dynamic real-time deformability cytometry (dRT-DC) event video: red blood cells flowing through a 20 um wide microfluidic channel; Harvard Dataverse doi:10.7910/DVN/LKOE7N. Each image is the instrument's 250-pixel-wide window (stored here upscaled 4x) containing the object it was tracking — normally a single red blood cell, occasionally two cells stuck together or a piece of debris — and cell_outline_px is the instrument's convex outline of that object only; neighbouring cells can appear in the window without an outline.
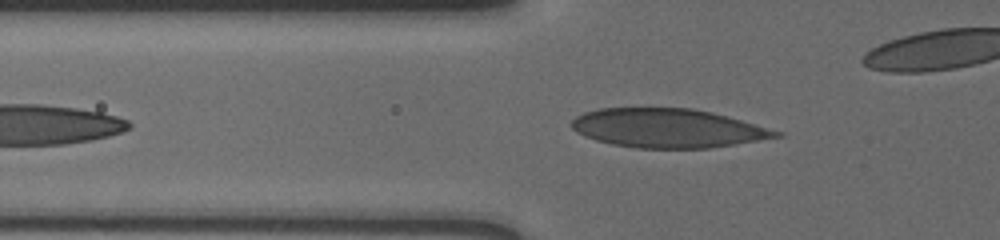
{"species": "human", "species_latin": "Homo sapiens", "temperature_condition": "cold", "stored_images_in_passage": 38, "camera_frame_rate_fps": 3000, "um_per_image_px": 0.085, "donor": {"sex": "male"}, "frame": {"image": 1, "passage_image": 8, "time_ms": 2.333, "image_size_px": [1000, 240], "cell_outline_px": [[784, 136], [708, 148], [636, 148], [612, 144], [596, 140], [584, 136], [576, 132], [572, 128], [572, 120], [576, 116], [584, 112], [600, 108], [692, 108], [712, 112], [784, 132]], "centroid_in_image_um": [56.75, 10.89], "position_along_channel_um": 69.0, "area_um2": 46.3}}
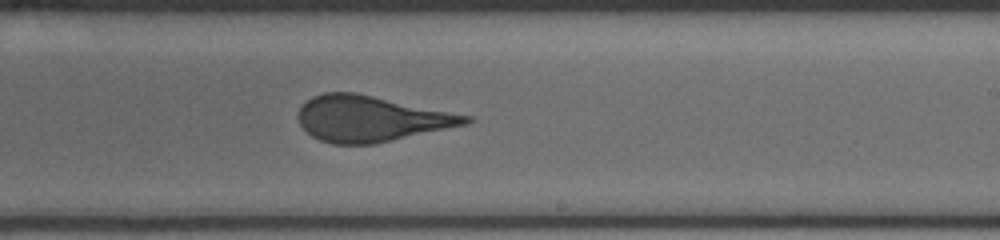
{"frame": {"image": 2, "passage_image": 24, "time_ms": 7.667, "image_size_px": [1000, 240], "cell_outline_px": [[476, 120], [468, 124], [372, 144], [332, 144], [320, 140], [312, 136], [300, 124], [296, 116], [300, 104], [312, 96], [324, 92], [356, 92], [472, 116]], "centroid_in_image_um": [31.5, 10.07], "position_along_channel_um": 257.5, "area_um2": 44.8}}
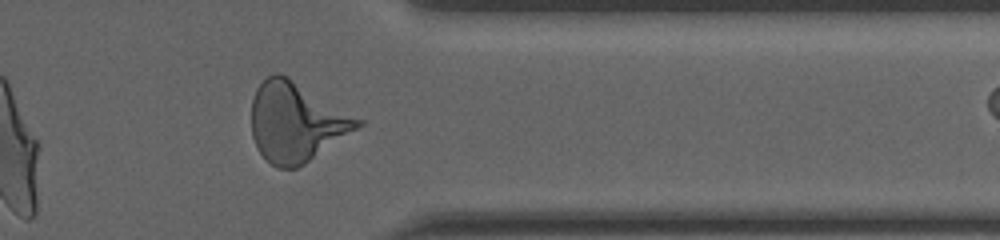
{"frame": {"image": 3, "passage_image": 35, "time_ms": 11.333, "image_size_px": [1000, 240], "cell_outline_px": [[364, 124], [304, 164], [296, 168], [276, 168], [260, 152], [252, 136], [252, 100], [256, 88], [268, 76], [276, 72], [288, 76], [364, 120]], "centroid_in_image_um": [25.19, 10.36], "position_along_channel_um": 386.2, "area_um2": 48.78}}